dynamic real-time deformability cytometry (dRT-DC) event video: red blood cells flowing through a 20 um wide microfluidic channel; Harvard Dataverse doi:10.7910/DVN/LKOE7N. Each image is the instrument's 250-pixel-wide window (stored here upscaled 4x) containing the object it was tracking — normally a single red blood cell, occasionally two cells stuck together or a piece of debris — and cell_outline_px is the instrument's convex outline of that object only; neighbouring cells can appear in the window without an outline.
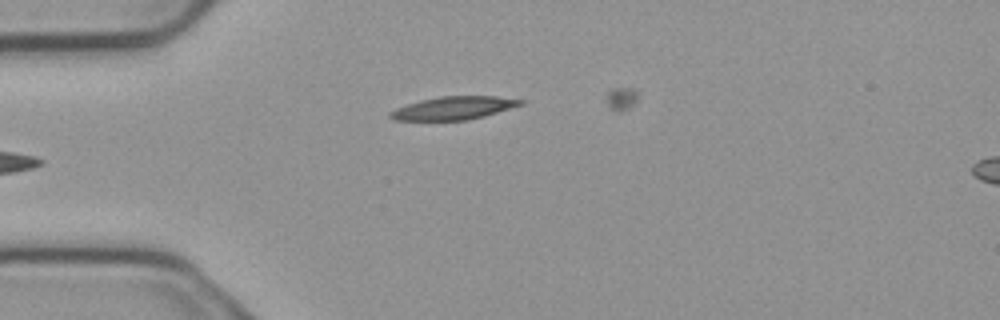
{"species": "common noctule bat (a hibernating species)", "species_latin": "Nyctalus noctula", "temperature_condition": "cold", "stored_images_in_passage": 2, "camera_frame_rate_fps": 3000, "um_per_image_px": 0.085, "animal": {"sex": "male", "body_mass_g": 23.1, "forearm_length_mm": 52.7}, "frame": {"image": 1, "passage_image": 2, "time_ms": 0.333, "image_size_px": [1000, 320], "cell_outline_px": [[524, 104], [484, 116], [468, 120], [392, 120], [388, 116], [388, 112], [396, 108], [420, 100], [440, 96], [496, 96], [524, 100]], "centroid_in_image_um": [38.54, 9.18], "position_along_channel_um": 46.5, "area_um2": 17.51}}